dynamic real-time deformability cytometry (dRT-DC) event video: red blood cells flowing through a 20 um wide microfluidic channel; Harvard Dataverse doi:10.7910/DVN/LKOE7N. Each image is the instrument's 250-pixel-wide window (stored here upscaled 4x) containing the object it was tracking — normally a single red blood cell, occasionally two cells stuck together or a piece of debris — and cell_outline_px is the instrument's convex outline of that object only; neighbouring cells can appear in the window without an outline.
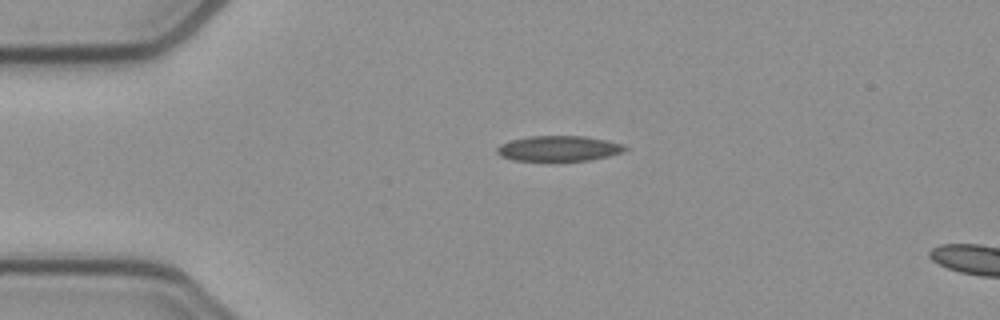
{"species": "common noctule bat (a hibernating species)", "species_latin": "Nyctalus noctula", "temperature_condition": "cold", "stored_images_in_passage": 36, "camera_frame_rate_fps": 3000, "um_per_image_px": 0.085, "animal": {"sex": "female", "body_mass_g": 21.9}, "frame": {"image": 1, "passage_image": 1, "time_ms": 0.0, "image_size_px": [1000, 320], "cell_outline_px": [[628, 148], [624, 152], [608, 156], [588, 160], [512, 160], [500, 156], [496, 152], [496, 148], [500, 144], [512, 140], [528, 136], [584, 136], [624, 144]], "centroid_in_image_um": [47.48, 12.61], "position_along_channel_um": 37.5, "area_um2": 18.79}}
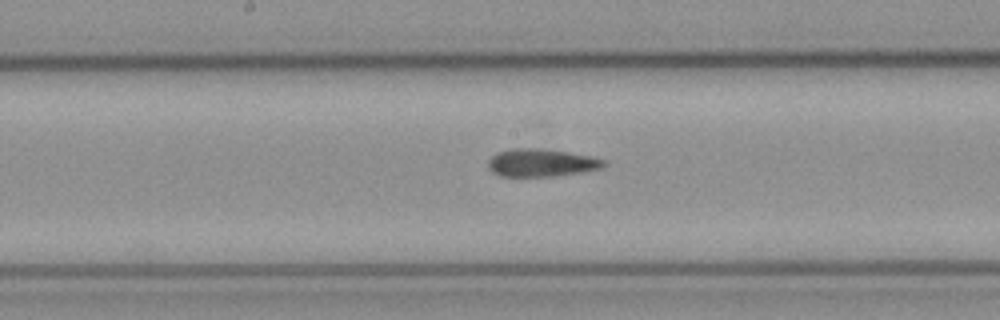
{"frame": {"image": 2, "passage_image": 16, "time_ms": 5.0, "image_size_px": [1000, 320], "cell_outline_px": [[608, 164], [600, 168], [580, 172], [556, 176], [500, 176], [492, 172], [488, 168], [488, 160], [496, 152], [512, 148], [532, 148], [568, 152], [592, 156], [604, 160]], "centroid_in_image_um": [45.98, 13.83], "position_along_channel_um": 202.2, "area_um2": 18.67}}
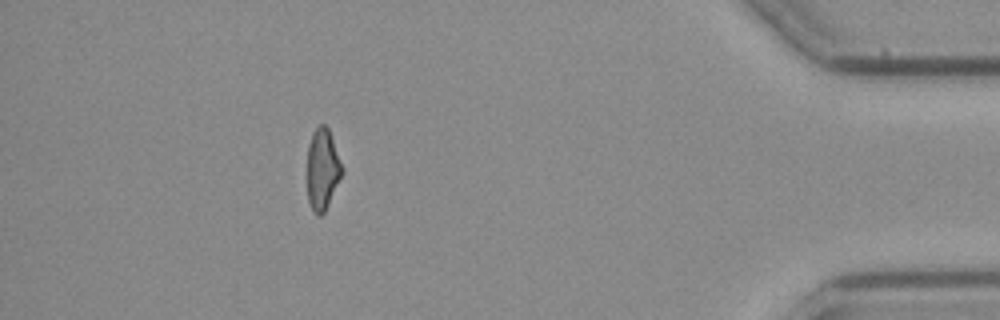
{"frame": {"image": 3, "passage_image": 36, "time_ms": 11.667, "image_size_px": [1000, 320], "cell_outline_px": [[344, 172], [324, 212], [320, 216], [316, 216], [312, 212], [308, 200], [308, 144], [312, 132], [320, 124], [324, 124], [328, 128], [344, 168]], "centroid_in_image_um": [27.42, 14.4], "position_along_channel_um": 407.8, "area_um2": 16.59}, "authors_computed_cell_mechanics": {"area_um2": 18.5538, "velocity_mm_per_s": 3.9136, "shape_relaxation_time_tau1_ms": null, "shape_relaxation_time_tau2_ms": 3.596, "deformation_change_tau1": null, "deformation_change_tau2": 0.1225}}